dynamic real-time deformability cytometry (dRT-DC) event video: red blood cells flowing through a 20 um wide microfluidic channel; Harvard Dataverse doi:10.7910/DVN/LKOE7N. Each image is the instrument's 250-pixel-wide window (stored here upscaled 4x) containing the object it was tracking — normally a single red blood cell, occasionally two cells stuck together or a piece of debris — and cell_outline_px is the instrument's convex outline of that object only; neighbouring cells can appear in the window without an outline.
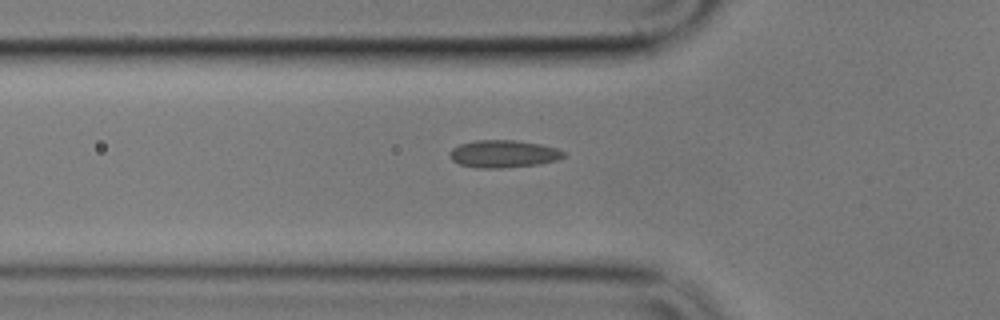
{"species": "common noctule bat (a hibernating species)", "species_latin": "Nyctalus noctula", "temperature_condition": "cold", "stored_images_in_passage": 40, "camera_frame_rate_fps": 3000, "um_per_image_px": 0.085, "animal": {"sex": "male", "body_mass_g": 17.9}, "frame": {"image": 1, "passage_image": 4, "time_ms": 1.0, "image_size_px": [1000, 320], "cell_outline_px": [[568, 156], [560, 160], [540, 164], [500, 168], [476, 168], [460, 164], [452, 160], [448, 156], [448, 152], [452, 148], [460, 144], [476, 140], [512, 140], [540, 144], [556, 148], [564, 152]], "centroid_in_image_um": [42.8, 13.08], "position_along_channel_um": 83.0, "area_um2": 18.44}}
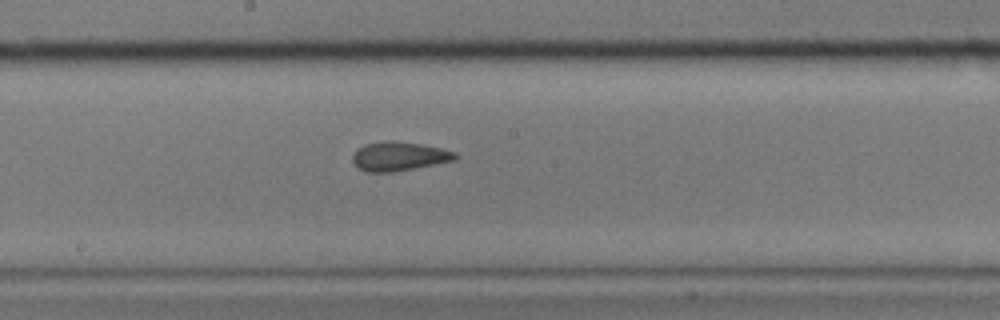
{"frame": {"image": 2, "passage_image": 15, "time_ms": 4.667, "image_size_px": [1000, 320], "cell_outline_px": [[460, 156], [456, 160], [392, 172], [368, 172], [360, 168], [352, 160], [352, 156], [356, 148], [364, 144], [388, 140], [392, 140], [420, 144], [440, 148], [456, 152]], "centroid_in_image_um": [33.92, 13.27], "position_along_channel_um": 214.3, "area_um2": 17.34}}
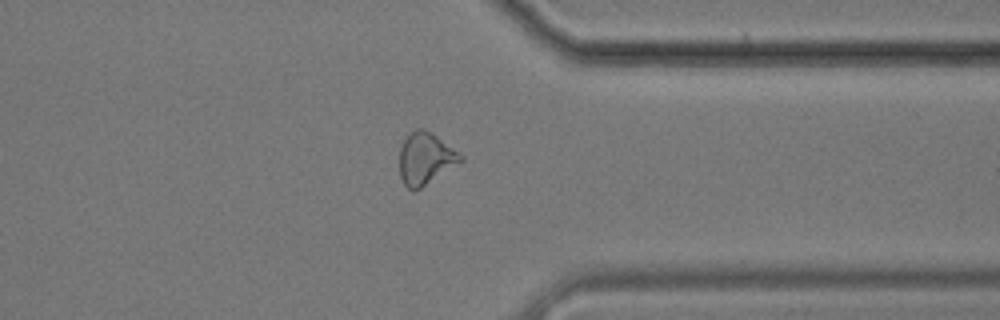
{"frame": {"image": 3, "passage_image": 29, "time_ms": 9.333, "image_size_px": [1000, 320], "cell_outline_px": [[464, 160], [420, 188], [408, 188], [404, 184], [400, 176], [400, 148], [404, 140], [416, 128], [424, 128], [436, 136], [464, 156]], "centroid_in_image_um": [36.17, 13.46], "position_along_channel_um": 375.2, "area_um2": 18.03}, "authors_computed_cell_mechanics": {"area_um2": 17.629, "velocity_mm_per_s": 3.5547, "shape_relaxation_time_tau1_ms": null, "shape_relaxation_time_tau2_ms": 2.9917, "deformation_change_tau1": null, "deformation_change_tau2": 0.0859}}